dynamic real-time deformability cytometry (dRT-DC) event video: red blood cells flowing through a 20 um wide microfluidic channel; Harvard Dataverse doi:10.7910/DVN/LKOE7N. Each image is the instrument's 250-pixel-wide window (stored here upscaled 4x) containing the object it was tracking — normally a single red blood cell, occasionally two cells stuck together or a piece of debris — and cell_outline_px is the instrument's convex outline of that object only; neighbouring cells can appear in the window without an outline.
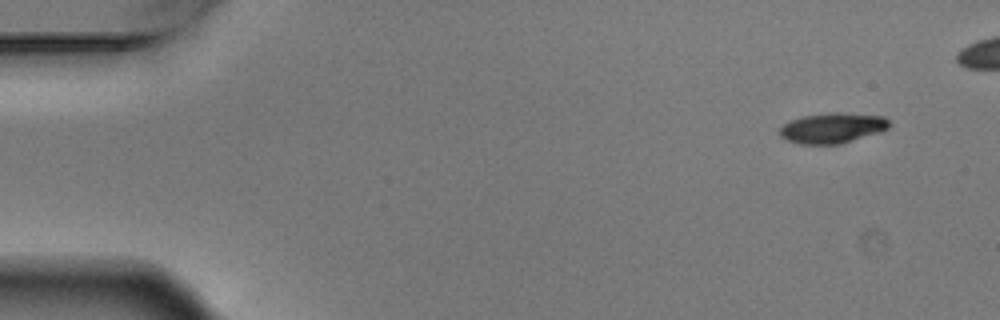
{"species": "Egyptian fruit bat (a non-hibernating species)", "species_latin": "Rousettus aegyptiacus", "temperature_condition": "warm", "stored_images_in_passage": 6, "camera_frame_rate_fps": 3000, "um_per_image_px": 0.085, "animal": {"sex": "male"}, "frame": {"image": 1, "passage_image": 1, "time_ms": 0.0, "image_size_px": [1000, 320], "cell_outline_px": [[892, 124], [888, 128], [880, 132], [840, 144], [800, 144], [788, 140], [780, 136], [780, 128], [788, 120], [804, 116], [828, 112], [836, 112], [884, 116]], "centroid_in_image_um": [70.76, 10.87], "position_along_channel_um": 14.2, "area_um2": 19.42}}
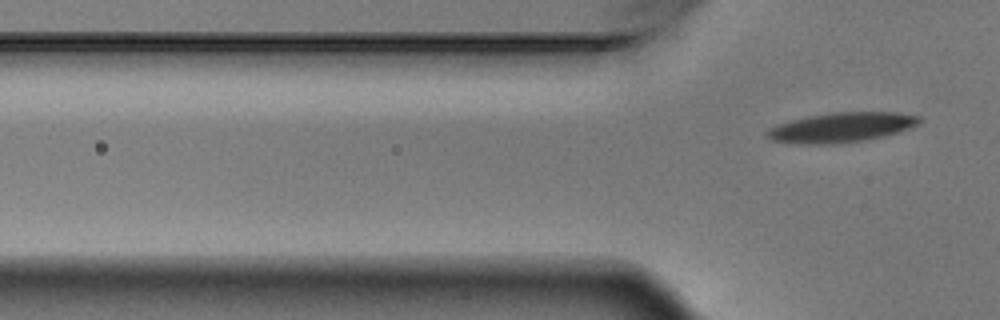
{"frame": {"image": 2, "passage_image": 6, "time_ms": 1.667, "image_size_px": [1000, 320], "cell_outline_px": [[920, 120], [916, 124], [908, 128], [884, 136], [864, 140], [840, 144], [808, 144], [772, 140], [764, 136], [764, 132], [768, 128], [776, 124], [808, 116], [832, 112], [896, 112], [920, 116]], "centroid_in_image_um": [71.46, 10.83], "position_along_channel_um": 54.3, "area_um2": 26.36}}